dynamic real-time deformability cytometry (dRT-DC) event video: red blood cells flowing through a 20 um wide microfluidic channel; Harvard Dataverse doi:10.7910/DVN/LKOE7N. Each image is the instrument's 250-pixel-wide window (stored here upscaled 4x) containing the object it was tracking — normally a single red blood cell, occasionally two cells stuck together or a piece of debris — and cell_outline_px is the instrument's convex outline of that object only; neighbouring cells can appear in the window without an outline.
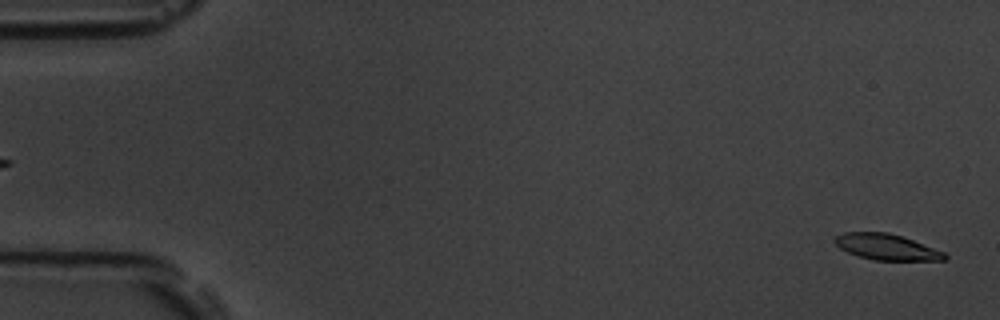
{"species": "common noctule bat (a hibernating species)", "species_latin": "Nyctalus noctula", "temperature_condition": "room temperature", "stored_images_in_passage": 5, "segment_of_instrument_passage": [2, 2], "camera_frame_rate_fps": 3000, "um_per_image_px": 0.085, "animal": {"sex": "male", "body_mass_g": 19.5, "forearm_length_mm": 54.6}, "frame": {"image": 1, "passage_image": 5, "time_ms": 5.333, "image_size_px": [1000, 320], "cell_outline_px": [[948, 256], [944, 260], [872, 260], [848, 252], [840, 248], [832, 240], [836, 236], [844, 232], [888, 232], [912, 240], [944, 252]], "centroid_in_image_um": [75.32, 20.99], "position_along_channel_um": 9.7, "area_um2": 16.36}}